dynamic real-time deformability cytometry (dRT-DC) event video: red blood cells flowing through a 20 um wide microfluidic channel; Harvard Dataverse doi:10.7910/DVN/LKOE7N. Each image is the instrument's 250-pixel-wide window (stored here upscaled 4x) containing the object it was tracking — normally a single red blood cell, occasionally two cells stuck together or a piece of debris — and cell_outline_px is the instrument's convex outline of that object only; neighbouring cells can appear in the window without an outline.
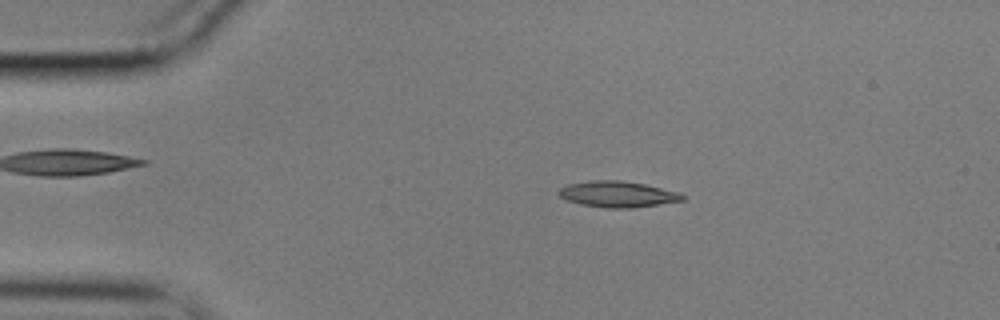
{"species": "common noctule bat (a hibernating species)", "species_latin": "Nyctalus noctula", "temperature_condition": "cold", "stored_images_in_passage": 55, "camera_frame_rate_fps": 3000, "um_per_image_px": 0.085, "animal": {"sex": "male", "body_mass_g": 17.9}, "frame": {"image": 1, "passage_image": 10, "time_ms": 3.0, "image_size_px": [1000, 320], "cell_outline_px": [[688, 196], [684, 200], [660, 204], [632, 208], [604, 208], [580, 204], [568, 200], [560, 196], [556, 192], [560, 188], [568, 184], [588, 180], [620, 180], [644, 184], [680, 192]], "centroid_in_image_um": [52.52, 16.5], "position_along_channel_um": 32.5, "area_um2": 18.96}}
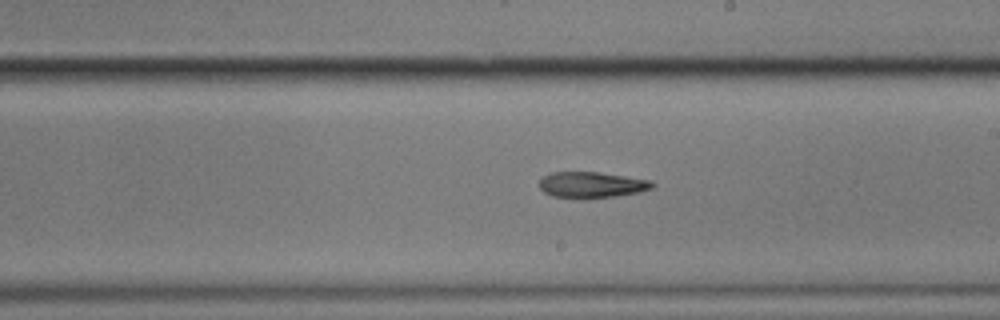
{"frame": {"image": 2, "passage_image": 31, "time_ms": 10.0, "image_size_px": [1000, 320], "cell_outline_px": [[656, 184], [652, 188], [640, 192], [616, 196], [580, 200], [552, 196], [544, 192], [540, 188], [540, 176], [552, 172], [596, 172], [624, 176], [648, 180]], "centroid_in_image_um": [50.24, 15.73], "position_along_channel_um": 238.8, "area_um2": 17.4}}
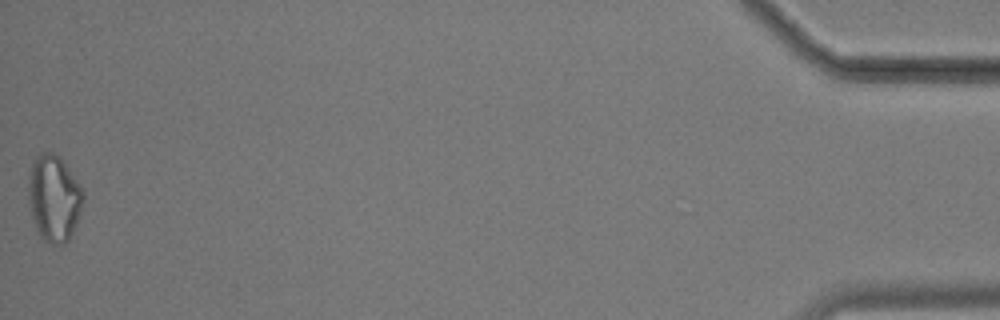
{"frame": {"image": 3, "passage_image": 55, "time_ms": 18.0, "image_size_px": [1000, 320], "cell_outline_px": [[84, 196], [80, 212], [76, 224], [68, 240], [60, 248], [44, 240], [40, 236], [36, 228], [28, 204], [28, 176], [32, 160], [40, 152], [52, 152], [64, 164], [80, 184], [84, 192]], "centroid_in_image_um": [4.56, 16.87], "position_along_channel_um": 430.6, "area_um2": 27.69}}